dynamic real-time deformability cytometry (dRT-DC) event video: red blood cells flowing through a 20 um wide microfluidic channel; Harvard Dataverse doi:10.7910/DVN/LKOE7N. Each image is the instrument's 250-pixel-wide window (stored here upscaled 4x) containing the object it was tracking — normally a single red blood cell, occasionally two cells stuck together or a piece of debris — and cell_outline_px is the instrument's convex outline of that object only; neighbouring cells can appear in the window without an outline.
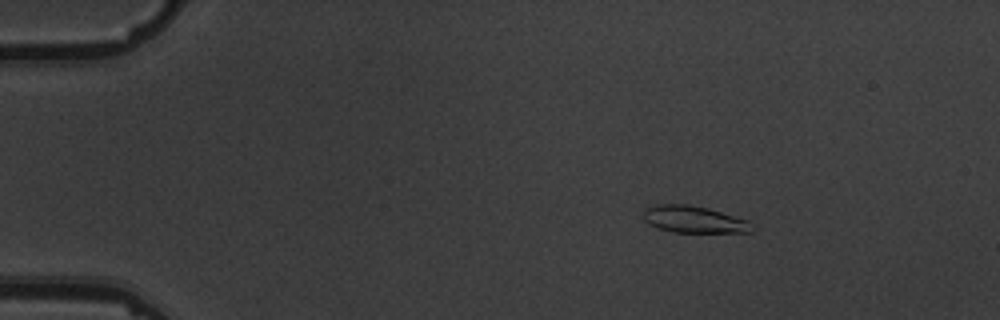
{"species": "common noctule bat (a hibernating species)", "species_latin": "Nyctalus noctula", "temperature_condition": "warm", "stored_images_in_passage": 5, "camera_frame_rate_fps": 3000, "um_per_image_px": 0.085, "animal": {"sex": "male", "body_mass_g": 19.5, "forearm_length_mm": 54.6}, "frame": {"image": 1, "passage_image": 1, "time_ms": 0.0, "image_size_px": [1000, 320], "cell_outline_px": [[756, 228], [752, 232], [672, 232], [656, 228], [648, 224], [644, 220], [644, 208], [656, 204], [688, 204], [708, 208], [748, 220]], "centroid_in_image_um": [58.98, 18.65], "position_along_channel_um": 26.0, "area_um2": 17.22}}
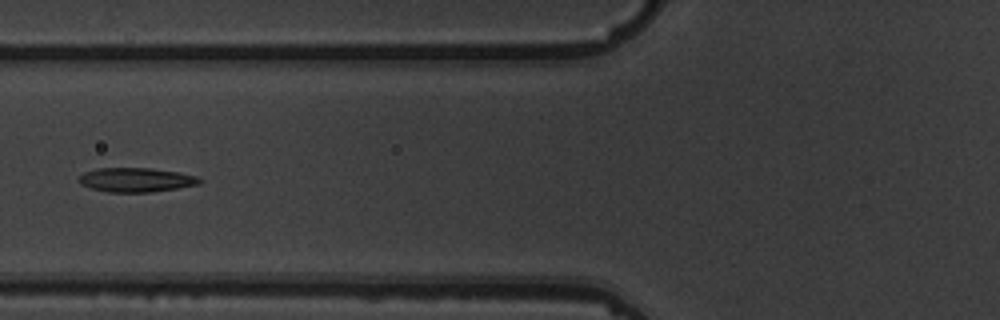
{"frame": {"image": 2, "passage_image": 5, "time_ms": 4.667, "image_size_px": [1000, 320], "cell_outline_px": [[204, 180], [200, 184], [152, 192], [108, 192], [92, 188], [80, 184], [76, 180], [84, 172], [96, 168], [152, 168], [180, 172], [196, 176]], "centroid_in_image_um": [11.57, 15.28], "position_along_channel_um": 114.2, "area_um2": 17.17}}